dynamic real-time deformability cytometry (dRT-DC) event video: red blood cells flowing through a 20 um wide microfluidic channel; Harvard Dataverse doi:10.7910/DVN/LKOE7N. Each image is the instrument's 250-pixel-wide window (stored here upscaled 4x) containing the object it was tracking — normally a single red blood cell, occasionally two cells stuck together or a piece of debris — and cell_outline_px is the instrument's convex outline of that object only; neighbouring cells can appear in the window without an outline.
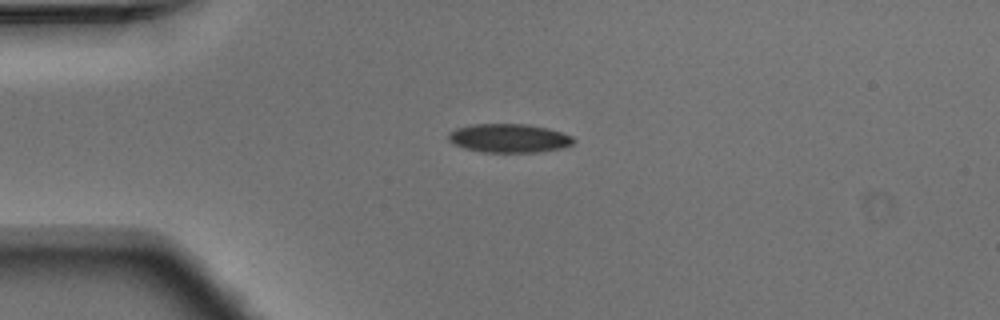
{"species": "Egyptian fruit bat (a non-hibernating species)", "species_latin": "Rousettus aegyptiacus", "temperature_condition": "warm", "stored_images_in_passage": 6, "camera_frame_rate_fps": 3000, "um_per_image_px": 0.085, "animal": {"sex": "male"}, "frame": {"image": 1, "passage_image": 2, "time_ms": 0.333, "image_size_px": [1000, 320], "cell_outline_px": [[576, 140], [572, 144], [564, 148], [540, 152], [484, 152], [464, 148], [452, 144], [448, 140], [448, 132], [456, 128], [472, 124], [528, 124], [548, 128], [572, 136]], "centroid_in_image_um": [43.26, 11.75], "position_along_channel_um": 41.7, "area_um2": 21.15}}
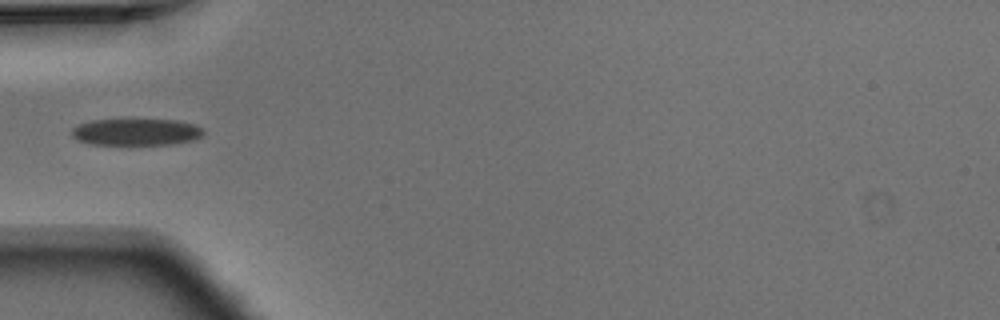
{"frame": {"image": 2, "passage_image": 3, "time_ms": 0.667, "image_size_px": [1000, 320], "cell_outline_px": [[204, 136], [192, 140], [172, 144], [92, 144], [80, 140], [72, 136], [72, 128], [80, 124], [92, 120], [176, 120], [196, 124], [204, 128]], "centroid_in_image_um": [11.65, 11.21], "position_along_channel_um": 73.4, "area_um2": 20.4}}
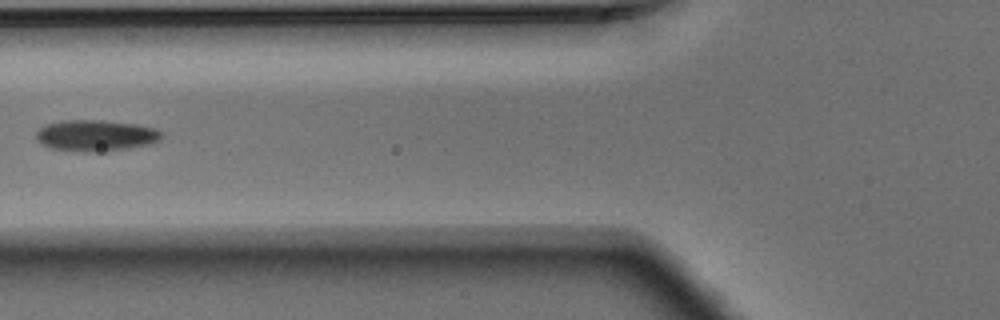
{"frame": {"image": 3, "passage_image": 4, "time_ms": 1.0, "image_size_px": [1000, 320], "cell_outline_px": [[160, 140], [148, 144], [124, 148], [52, 148], [44, 144], [36, 136], [36, 132], [44, 124], [64, 120], [100, 120], [136, 124], [156, 128], [160, 132]], "centroid_in_image_um": [8.16, 11.43], "position_along_channel_um": 117.6, "area_um2": 21.21}}